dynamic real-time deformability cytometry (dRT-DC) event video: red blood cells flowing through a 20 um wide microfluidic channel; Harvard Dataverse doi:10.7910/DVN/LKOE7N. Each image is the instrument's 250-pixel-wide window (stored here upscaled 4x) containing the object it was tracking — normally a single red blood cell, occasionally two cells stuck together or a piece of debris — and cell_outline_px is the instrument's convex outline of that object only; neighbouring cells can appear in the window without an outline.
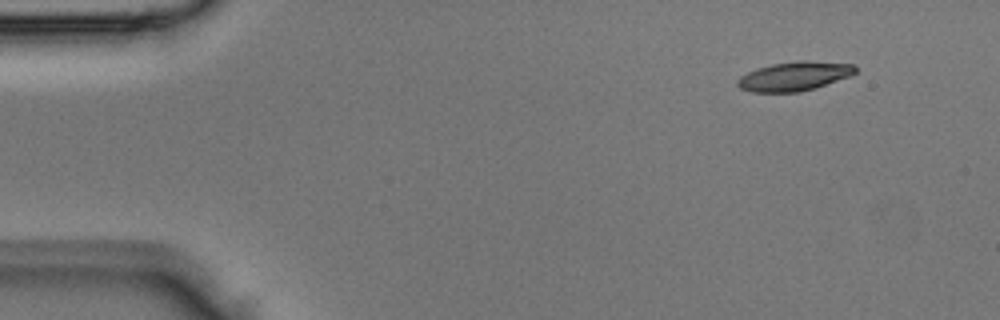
{"species": "Egyptian fruit bat (a non-hibernating species)", "species_latin": "Rousettus aegyptiacus", "temperature_condition": "room temperature", "stored_images_in_passage": 3, "camera_frame_rate_fps": 3000, "um_per_image_px": 0.085, "animal": {"sex": "male"}, "frame": {"image": 1, "passage_image": 1, "time_ms": 0.0, "image_size_px": [1000, 320], "cell_outline_px": [[856, 72], [852, 76], [800, 92], [752, 92], [740, 88], [736, 84], [736, 80], [740, 76], [756, 68], [772, 64], [804, 60], [856, 64]], "centroid_in_image_um": [67.52, 6.47], "position_along_channel_um": 17.5, "area_um2": 20.06}}
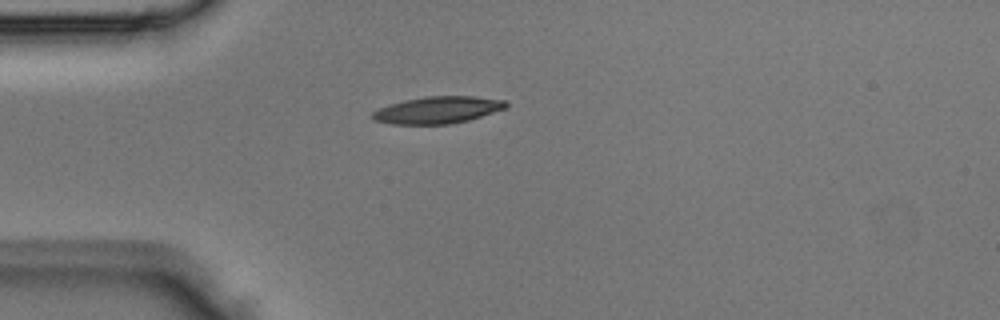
{"frame": {"image": 2, "passage_image": 3, "time_ms": 0.667, "image_size_px": [1000, 320], "cell_outline_px": [[508, 108], [468, 120], [448, 124], [392, 124], [372, 120], [372, 112], [380, 108], [404, 100], [424, 96], [472, 96], [504, 100], [508, 104]], "centroid_in_image_um": [37.22, 9.35], "position_along_channel_um": 47.8, "area_um2": 20.92}}